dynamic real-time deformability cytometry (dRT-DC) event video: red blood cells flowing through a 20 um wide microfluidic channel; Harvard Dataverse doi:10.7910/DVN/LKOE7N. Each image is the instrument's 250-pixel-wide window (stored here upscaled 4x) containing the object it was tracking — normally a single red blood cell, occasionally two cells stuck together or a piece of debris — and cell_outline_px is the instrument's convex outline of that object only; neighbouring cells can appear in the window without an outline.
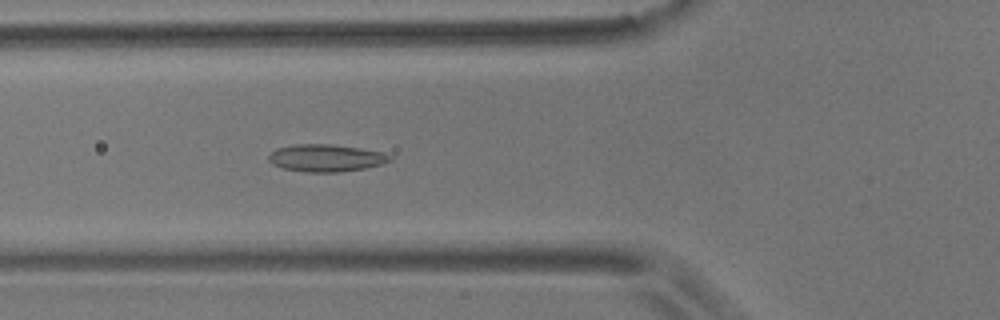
{"species": "common noctule bat (a hibernating species)", "species_latin": "Nyctalus noctula", "temperature_condition": "room temperature", "stored_images_in_passage": 4, "camera_frame_rate_fps": 3000, "um_per_image_px": 0.085, "animal": {"sex": "male", "body_mass_g": 17.9}, "frame": {"image": 1, "passage_image": 4, "time_ms": 1.0, "image_size_px": [1000, 320], "cell_outline_px": [[392, 160], [384, 164], [368, 168], [340, 172], [304, 172], [284, 168], [272, 164], [268, 160], [268, 156], [276, 148], [292, 144], [332, 144], [360, 148], [384, 152], [392, 156]], "centroid_in_image_um": [27.74, 13.43], "position_along_channel_um": 98.1, "area_um2": 19.59}}